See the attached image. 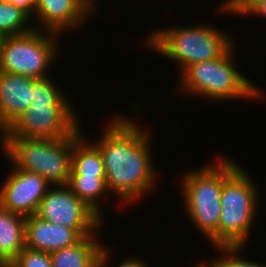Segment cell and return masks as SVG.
Returning a JSON list of instances; mask_svg holds the SVG:
<instances>
[{
	"mask_svg": "<svg viewBox=\"0 0 266 267\" xmlns=\"http://www.w3.org/2000/svg\"><path fill=\"white\" fill-rule=\"evenodd\" d=\"M107 126L94 141L103 157L107 189L132 203L156 183L150 137L129 117L112 118Z\"/></svg>",
	"mask_w": 266,
	"mask_h": 267,
	"instance_id": "obj_1",
	"label": "cell"
},
{
	"mask_svg": "<svg viewBox=\"0 0 266 267\" xmlns=\"http://www.w3.org/2000/svg\"><path fill=\"white\" fill-rule=\"evenodd\" d=\"M247 171L232 159L223 158V189L218 233L213 247L245 246L256 218L258 192Z\"/></svg>",
	"mask_w": 266,
	"mask_h": 267,
	"instance_id": "obj_2",
	"label": "cell"
},
{
	"mask_svg": "<svg viewBox=\"0 0 266 267\" xmlns=\"http://www.w3.org/2000/svg\"><path fill=\"white\" fill-rule=\"evenodd\" d=\"M215 26L199 23L193 27H173L155 30L146 45L179 64L180 73L188 66L217 59L232 45V38Z\"/></svg>",
	"mask_w": 266,
	"mask_h": 267,
	"instance_id": "obj_3",
	"label": "cell"
},
{
	"mask_svg": "<svg viewBox=\"0 0 266 267\" xmlns=\"http://www.w3.org/2000/svg\"><path fill=\"white\" fill-rule=\"evenodd\" d=\"M232 45L221 57L188 66L181 74L180 91L207 100L236 98L258 99L264 95L249 79L236 70ZM234 52V53H233ZM230 98V99H229Z\"/></svg>",
	"mask_w": 266,
	"mask_h": 267,
	"instance_id": "obj_4",
	"label": "cell"
},
{
	"mask_svg": "<svg viewBox=\"0 0 266 267\" xmlns=\"http://www.w3.org/2000/svg\"><path fill=\"white\" fill-rule=\"evenodd\" d=\"M74 134L61 139L5 136L3 152L12 167L36 173L52 186L67 185L71 172Z\"/></svg>",
	"mask_w": 266,
	"mask_h": 267,
	"instance_id": "obj_5",
	"label": "cell"
},
{
	"mask_svg": "<svg viewBox=\"0 0 266 267\" xmlns=\"http://www.w3.org/2000/svg\"><path fill=\"white\" fill-rule=\"evenodd\" d=\"M183 175L182 192L188 218L210 241L218 233L223 189V158Z\"/></svg>",
	"mask_w": 266,
	"mask_h": 267,
	"instance_id": "obj_6",
	"label": "cell"
},
{
	"mask_svg": "<svg viewBox=\"0 0 266 267\" xmlns=\"http://www.w3.org/2000/svg\"><path fill=\"white\" fill-rule=\"evenodd\" d=\"M60 34L38 30L6 37L0 56V71L34 79L48 77V70L57 57Z\"/></svg>",
	"mask_w": 266,
	"mask_h": 267,
	"instance_id": "obj_7",
	"label": "cell"
},
{
	"mask_svg": "<svg viewBox=\"0 0 266 267\" xmlns=\"http://www.w3.org/2000/svg\"><path fill=\"white\" fill-rule=\"evenodd\" d=\"M72 104H35L18 117L5 136L61 139L72 136L79 128V116Z\"/></svg>",
	"mask_w": 266,
	"mask_h": 267,
	"instance_id": "obj_8",
	"label": "cell"
},
{
	"mask_svg": "<svg viewBox=\"0 0 266 267\" xmlns=\"http://www.w3.org/2000/svg\"><path fill=\"white\" fill-rule=\"evenodd\" d=\"M35 215L54 224L73 228L81 237L94 234L103 223V219L67 185H55L54 190L49 188Z\"/></svg>",
	"mask_w": 266,
	"mask_h": 267,
	"instance_id": "obj_9",
	"label": "cell"
},
{
	"mask_svg": "<svg viewBox=\"0 0 266 267\" xmlns=\"http://www.w3.org/2000/svg\"><path fill=\"white\" fill-rule=\"evenodd\" d=\"M9 174L0 188V205L24 217L34 215L51 184L39 174L15 167Z\"/></svg>",
	"mask_w": 266,
	"mask_h": 267,
	"instance_id": "obj_10",
	"label": "cell"
},
{
	"mask_svg": "<svg viewBox=\"0 0 266 267\" xmlns=\"http://www.w3.org/2000/svg\"><path fill=\"white\" fill-rule=\"evenodd\" d=\"M94 0H35V20L41 26H34L38 30L63 33L82 26L87 17H91L96 7ZM37 18V19H36ZM40 27V28H39Z\"/></svg>",
	"mask_w": 266,
	"mask_h": 267,
	"instance_id": "obj_11",
	"label": "cell"
},
{
	"mask_svg": "<svg viewBox=\"0 0 266 267\" xmlns=\"http://www.w3.org/2000/svg\"><path fill=\"white\" fill-rule=\"evenodd\" d=\"M33 100V78L0 71V125L4 131Z\"/></svg>",
	"mask_w": 266,
	"mask_h": 267,
	"instance_id": "obj_12",
	"label": "cell"
},
{
	"mask_svg": "<svg viewBox=\"0 0 266 267\" xmlns=\"http://www.w3.org/2000/svg\"><path fill=\"white\" fill-rule=\"evenodd\" d=\"M82 237L73 229L31 215L25 219V245L29 249L52 253L76 244Z\"/></svg>",
	"mask_w": 266,
	"mask_h": 267,
	"instance_id": "obj_13",
	"label": "cell"
},
{
	"mask_svg": "<svg viewBox=\"0 0 266 267\" xmlns=\"http://www.w3.org/2000/svg\"><path fill=\"white\" fill-rule=\"evenodd\" d=\"M96 233L50 253L53 267H106L110 250L96 242ZM104 246V247H103Z\"/></svg>",
	"mask_w": 266,
	"mask_h": 267,
	"instance_id": "obj_14",
	"label": "cell"
},
{
	"mask_svg": "<svg viewBox=\"0 0 266 267\" xmlns=\"http://www.w3.org/2000/svg\"><path fill=\"white\" fill-rule=\"evenodd\" d=\"M25 219L0 205V258L12 262L26 247Z\"/></svg>",
	"mask_w": 266,
	"mask_h": 267,
	"instance_id": "obj_15",
	"label": "cell"
},
{
	"mask_svg": "<svg viewBox=\"0 0 266 267\" xmlns=\"http://www.w3.org/2000/svg\"><path fill=\"white\" fill-rule=\"evenodd\" d=\"M79 128L74 133L70 176H105L100 149L89 143ZM88 143V144H87Z\"/></svg>",
	"mask_w": 266,
	"mask_h": 267,
	"instance_id": "obj_16",
	"label": "cell"
},
{
	"mask_svg": "<svg viewBox=\"0 0 266 267\" xmlns=\"http://www.w3.org/2000/svg\"><path fill=\"white\" fill-rule=\"evenodd\" d=\"M67 186L102 219L99 199L109 192L105 176H70Z\"/></svg>",
	"mask_w": 266,
	"mask_h": 267,
	"instance_id": "obj_17",
	"label": "cell"
},
{
	"mask_svg": "<svg viewBox=\"0 0 266 267\" xmlns=\"http://www.w3.org/2000/svg\"><path fill=\"white\" fill-rule=\"evenodd\" d=\"M31 18L22 8L9 2H0V32L6 37L32 31L35 25L29 23Z\"/></svg>",
	"mask_w": 266,
	"mask_h": 267,
	"instance_id": "obj_18",
	"label": "cell"
},
{
	"mask_svg": "<svg viewBox=\"0 0 266 267\" xmlns=\"http://www.w3.org/2000/svg\"><path fill=\"white\" fill-rule=\"evenodd\" d=\"M35 104H71L50 76L33 78V100Z\"/></svg>",
	"mask_w": 266,
	"mask_h": 267,
	"instance_id": "obj_19",
	"label": "cell"
},
{
	"mask_svg": "<svg viewBox=\"0 0 266 267\" xmlns=\"http://www.w3.org/2000/svg\"><path fill=\"white\" fill-rule=\"evenodd\" d=\"M218 249L220 252H223V256L218 258H212L208 263H201L202 267H266V264H261L254 261H248L246 259L240 258L238 254H240L244 248V246H220L214 247ZM238 256V257H237Z\"/></svg>",
	"mask_w": 266,
	"mask_h": 267,
	"instance_id": "obj_20",
	"label": "cell"
},
{
	"mask_svg": "<svg viewBox=\"0 0 266 267\" xmlns=\"http://www.w3.org/2000/svg\"><path fill=\"white\" fill-rule=\"evenodd\" d=\"M12 267H53L50 253L25 247L12 261Z\"/></svg>",
	"mask_w": 266,
	"mask_h": 267,
	"instance_id": "obj_21",
	"label": "cell"
},
{
	"mask_svg": "<svg viewBox=\"0 0 266 267\" xmlns=\"http://www.w3.org/2000/svg\"><path fill=\"white\" fill-rule=\"evenodd\" d=\"M260 0H226L220 6V12L237 14L244 16V14L257 2Z\"/></svg>",
	"mask_w": 266,
	"mask_h": 267,
	"instance_id": "obj_22",
	"label": "cell"
},
{
	"mask_svg": "<svg viewBox=\"0 0 266 267\" xmlns=\"http://www.w3.org/2000/svg\"><path fill=\"white\" fill-rule=\"evenodd\" d=\"M9 3H12L13 5L19 8H22L31 17L34 16V13L36 11L35 0H11Z\"/></svg>",
	"mask_w": 266,
	"mask_h": 267,
	"instance_id": "obj_23",
	"label": "cell"
},
{
	"mask_svg": "<svg viewBox=\"0 0 266 267\" xmlns=\"http://www.w3.org/2000/svg\"><path fill=\"white\" fill-rule=\"evenodd\" d=\"M244 15H259L261 17L265 16L266 18V0H260L254 4Z\"/></svg>",
	"mask_w": 266,
	"mask_h": 267,
	"instance_id": "obj_24",
	"label": "cell"
},
{
	"mask_svg": "<svg viewBox=\"0 0 266 267\" xmlns=\"http://www.w3.org/2000/svg\"><path fill=\"white\" fill-rule=\"evenodd\" d=\"M117 267H146V262L142 259L139 260V258L128 257L122 263L120 262Z\"/></svg>",
	"mask_w": 266,
	"mask_h": 267,
	"instance_id": "obj_25",
	"label": "cell"
},
{
	"mask_svg": "<svg viewBox=\"0 0 266 267\" xmlns=\"http://www.w3.org/2000/svg\"><path fill=\"white\" fill-rule=\"evenodd\" d=\"M0 267H12V262L0 258Z\"/></svg>",
	"mask_w": 266,
	"mask_h": 267,
	"instance_id": "obj_26",
	"label": "cell"
},
{
	"mask_svg": "<svg viewBox=\"0 0 266 267\" xmlns=\"http://www.w3.org/2000/svg\"><path fill=\"white\" fill-rule=\"evenodd\" d=\"M5 39H6V36L0 32V56H1V51H2Z\"/></svg>",
	"mask_w": 266,
	"mask_h": 267,
	"instance_id": "obj_27",
	"label": "cell"
},
{
	"mask_svg": "<svg viewBox=\"0 0 266 267\" xmlns=\"http://www.w3.org/2000/svg\"><path fill=\"white\" fill-rule=\"evenodd\" d=\"M4 137H5V131L0 125V141H1V144H2L1 147H3V144H4Z\"/></svg>",
	"mask_w": 266,
	"mask_h": 267,
	"instance_id": "obj_28",
	"label": "cell"
},
{
	"mask_svg": "<svg viewBox=\"0 0 266 267\" xmlns=\"http://www.w3.org/2000/svg\"><path fill=\"white\" fill-rule=\"evenodd\" d=\"M11 0H0V2H10Z\"/></svg>",
	"mask_w": 266,
	"mask_h": 267,
	"instance_id": "obj_29",
	"label": "cell"
}]
</instances>
